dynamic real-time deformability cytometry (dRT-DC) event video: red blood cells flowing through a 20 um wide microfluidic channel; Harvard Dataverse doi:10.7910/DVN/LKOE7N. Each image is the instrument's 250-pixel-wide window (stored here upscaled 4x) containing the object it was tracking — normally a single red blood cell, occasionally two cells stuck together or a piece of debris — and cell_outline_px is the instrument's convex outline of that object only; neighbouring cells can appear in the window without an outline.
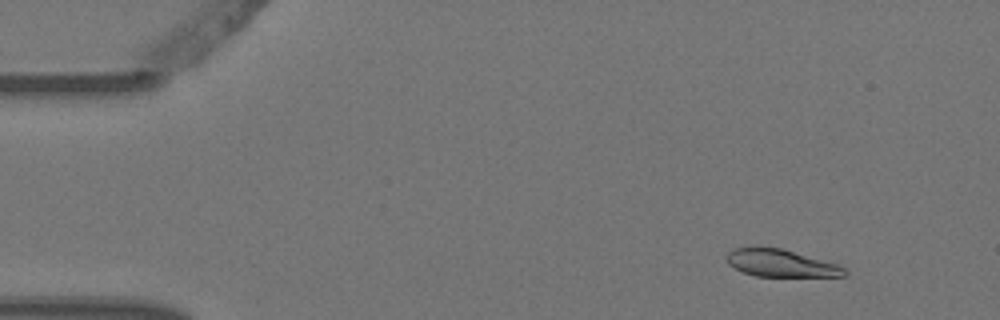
{"species": "Egyptian fruit bat (a non-hibernating species)", "species_latin": "Rousettus aegyptiacus", "temperature_condition": "warm", "stored_images_in_passage": 8, "camera_frame_rate_fps": 3000, "um_per_image_px": 0.085, "animal": {"sex": "female"}, "frame": {"image": 1, "passage_image": 2, "time_ms": 0.333, "image_size_px": [1000, 320], "cell_outline_px": [[848, 272], [844, 276], [756, 276], [744, 272], [728, 264], [724, 256], [732, 248], [756, 244], [780, 248], [836, 264], [844, 268]], "centroid_in_image_um": [66.25, 22.33], "position_along_channel_um": 18.7, "area_um2": 19.02}}
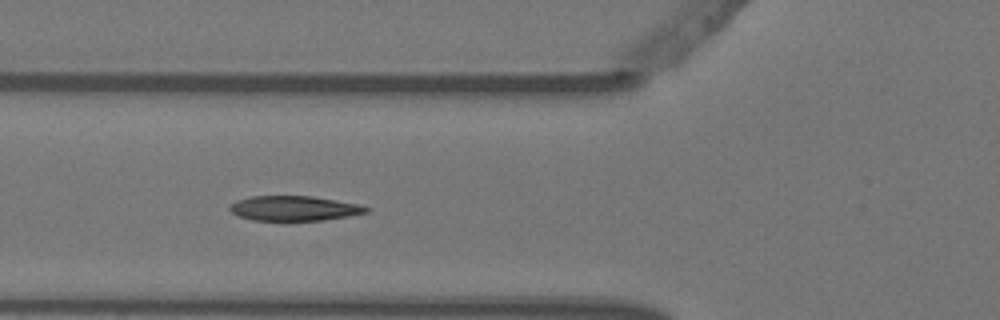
{"frame": {"image": 2, "passage_image": 6, "time_ms": 1.667, "image_size_px": [1000, 320], "cell_outline_px": [[372, 208], [368, 212], [348, 216], [320, 220], [252, 220], [240, 216], [232, 212], [228, 208], [236, 200], [252, 196], [312, 196], [360, 204]], "centroid_in_image_um": [25.03, 17.7], "position_along_channel_um": 100.8, "area_um2": 19.65}}
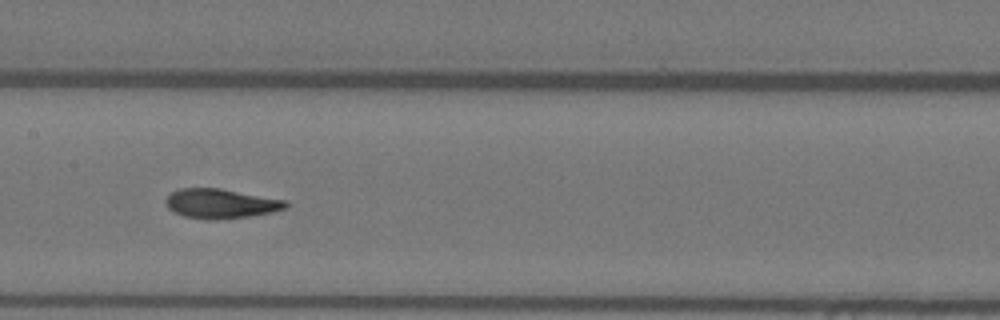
{"frame": {"image": 3, "passage_image": 8, "time_ms": 2.333, "image_size_px": [1000, 320], "cell_outline_px": [[288, 208], [272, 212], [252, 216], [184, 216], [168, 208], [164, 204], [164, 200], [172, 192], [180, 188], [220, 188], [288, 200]], "centroid_in_image_um": [18.82, 17.24], "position_along_channel_um": 188.6, "area_um2": 19.83}}